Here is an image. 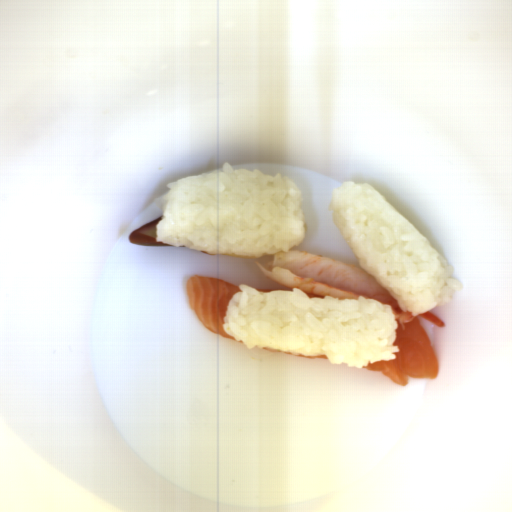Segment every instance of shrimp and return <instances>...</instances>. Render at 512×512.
<instances>
[{"label": "shrimp", "instance_id": "a79e029a", "mask_svg": "<svg viewBox=\"0 0 512 512\" xmlns=\"http://www.w3.org/2000/svg\"><path fill=\"white\" fill-rule=\"evenodd\" d=\"M255 263L272 282L289 289L338 299L354 300L359 296L377 299L381 305H389L402 331L416 316L402 310L398 301L355 263L301 250L279 252Z\"/></svg>", "mask_w": 512, "mask_h": 512}, {"label": "shrimp", "instance_id": "fd3e3c34", "mask_svg": "<svg viewBox=\"0 0 512 512\" xmlns=\"http://www.w3.org/2000/svg\"><path fill=\"white\" fill-rule=\"evenodd\" d=\"M418 315L421 316L422 318H424L425 320L431 322L432 324L438 326L441 329L445 328L444 321L432 312L427 311L423 314H418Z\"/></svg>", "mask_w": 512, "mask_h": 512}]
</instances>
